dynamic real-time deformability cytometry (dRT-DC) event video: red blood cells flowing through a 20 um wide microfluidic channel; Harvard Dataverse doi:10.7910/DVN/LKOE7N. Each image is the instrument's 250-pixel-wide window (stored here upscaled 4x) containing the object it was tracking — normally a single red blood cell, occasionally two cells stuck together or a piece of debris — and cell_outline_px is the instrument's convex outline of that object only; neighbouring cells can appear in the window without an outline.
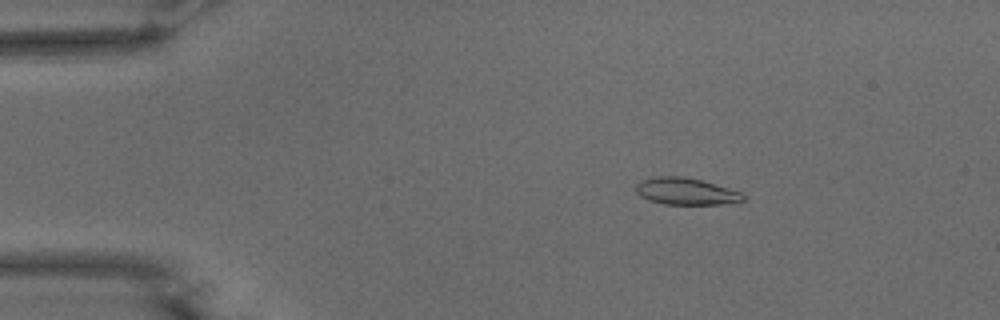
{"species": "common noctule bat (a hibernating species)", "species_latin": "Nyctalus noctula", "temperature_condition": "warm", "stored_images_in_passage": 20, "camera_frame_rate_fps": 3000, "um_per_image_px": 0.085, "animal": {"sex": "male", "body_mass_g": 15.6}, "frame": {"image": 1, "passage_image": 9, "time_ms": 2.667, "image_size_px": [1000, 320], "cell_outline_px": [[744, 200], [720, 204], [664, 204], [648, 200], [640, 196], [636, 192], [636, 184], [640, 180], [656, 176], [684, 176], [700, 180], [728, 188], [740, 192], [744, 196]], "centroid_in_image_um": [58.23, 16.26], "position_along_channel_um": 26.8, "area_um2": 16.65}}
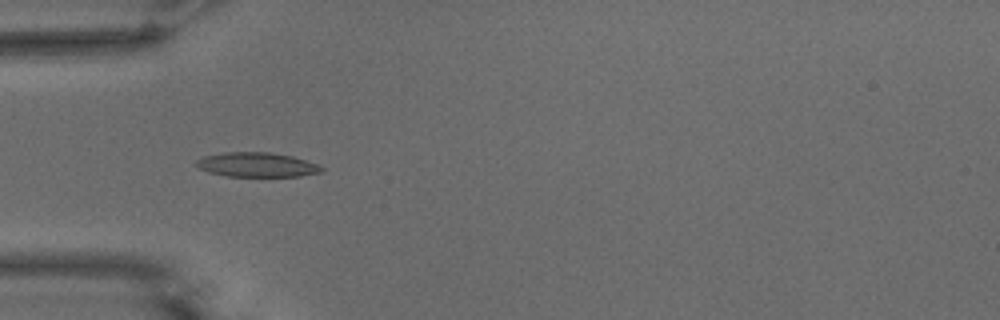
{"frame": {"image": 2, "passage_image": 17, "time_ms": 5.333, "image_size_px": [1000, 320], "cell_outline_px": [[324, 172], [300, 176], [228, 176], [208, 172], [200, 168], [196, 164], [196, 160], [204, 156], [224, 152], [268, 152], [292, 156], [320, 164], [324, 168]], "centroid_in_image_um": [21.89, 14.0], "position_along_channel_um": 63.1, "area_um2": 17.92}}